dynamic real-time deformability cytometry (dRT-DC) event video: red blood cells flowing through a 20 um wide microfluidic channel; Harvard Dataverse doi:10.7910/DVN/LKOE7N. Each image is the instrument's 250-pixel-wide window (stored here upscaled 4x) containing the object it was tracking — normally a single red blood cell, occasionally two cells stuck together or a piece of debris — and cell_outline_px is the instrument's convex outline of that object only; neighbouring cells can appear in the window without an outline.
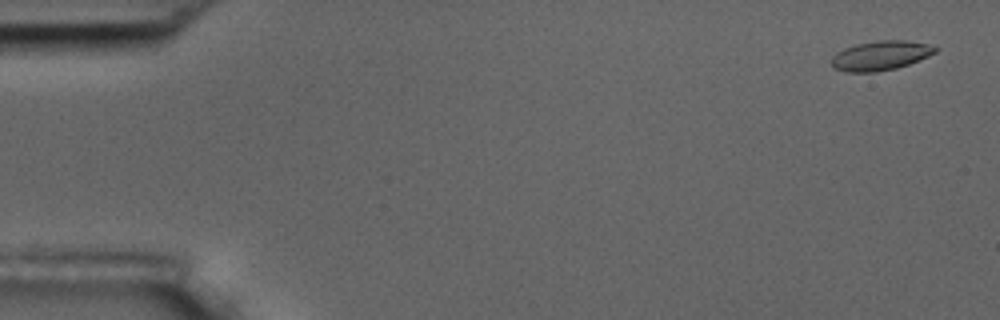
{"species": "common noctule bat (a hibernating species)", "species_latin": "Nyctalus noctula", "temperature_condition": "room temperature", "stored_images_in_passage": 15, "camera_frame_rate_fps": 3000, "um_per_image_px": 0.085, "animal": {"sex": "male", "body_mass_g": 17.5, "forearm_length_mm": 52.3}, "frame": {"image": 1, "passage_image": 1, "time_ms": 0.0, "image_size_px": [1000, 320], "cell_outline_px": [[936, 52], [928, 56], [908, 64], [896, 68], [876, 72], [844, 72], [832, 68], [832, 56], [836, 52], [844, 48], [856, 44], [876, 40], [908, 40], [928, 44], [936, 48]], "centroid_in_image_um": [74.8, 4.72], "position_along_channel_um": 10.2, "area_um2": 17.86}}
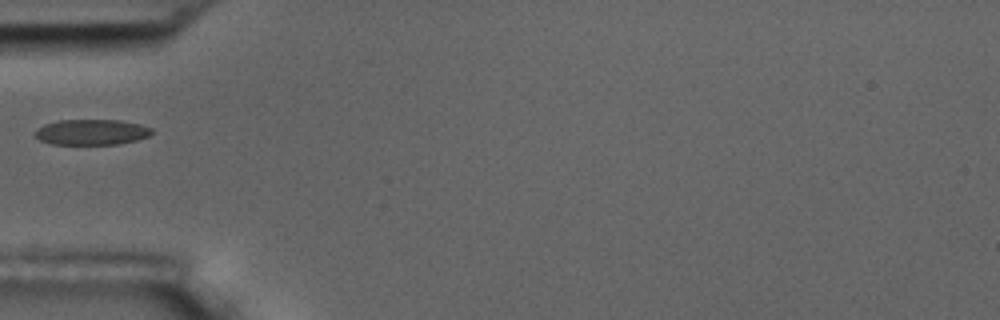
{"frame": {"image": 2, "passage_image": 5, "time_ms": 5.667, "image_size_px": [1000, 320], "cell_outline_px": [[156, 132], [148, 136], [136, 140], [116, 144], [52, 144], [40, 140], [32, 132], [36, 128], [44, 124], [60, 120], [120, 120], [140, 124], [152, 128]], "centroid_in_image_um": [7.78, 11.22], "position_along_channel_um": 77.2, "area_um2": 17.51}}
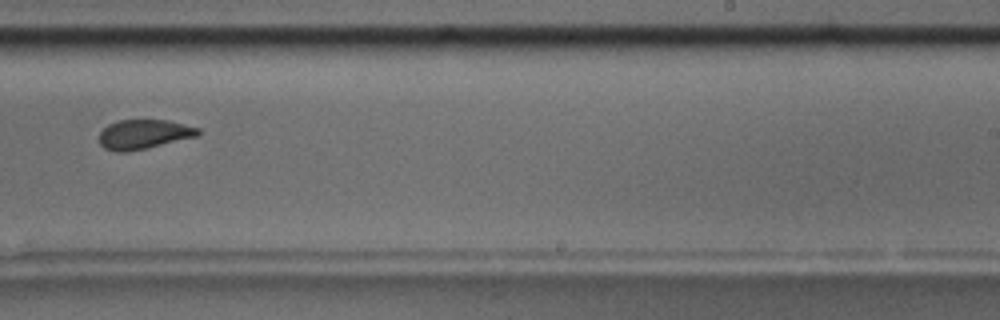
{"frame": {"image": 3, "passage_image": 10, "time_ms": 11.333, "image_size_px": [1000, 320], "cell_outline_px": [[200, 132], [196, 136], [144, 148], [124, 152], [116, 152], [104, 148], [100, 144], [100, 132], [108, 124], [116, 120], [168, 120], [200, 128]], "centroid_in_image_um": [12.19, 11.4], "position_along_channel_um": 276.8, "area_um2": 16.7}, "authors_computed_cell_mechanics": {"area_um2": 17.7446, "velocity_mm_per_s": 3.5309, "shape_relaxation_time_tau1_ms": null, "shape_relaxation_time_tau2_ms": 2.1142, "deformation_change_tau1": null, "deformation_change_tau2": 0.0873}}